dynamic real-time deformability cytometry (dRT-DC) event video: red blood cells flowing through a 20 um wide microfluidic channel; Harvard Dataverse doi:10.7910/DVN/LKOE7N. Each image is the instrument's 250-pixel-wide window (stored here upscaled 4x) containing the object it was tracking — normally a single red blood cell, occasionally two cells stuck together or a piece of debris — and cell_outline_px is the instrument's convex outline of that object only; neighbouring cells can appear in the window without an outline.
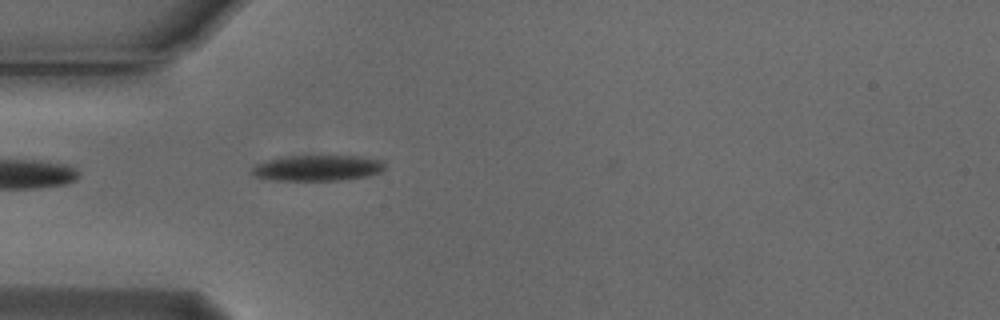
{"species": "Egyptian fruit bat (a non-hibernating species)", "species_latin": "Rousettus aegyptiacus", "temperature_condition": "cold", "stored_images_in_passage": 4, "camera_frame_rate_fps": 3000, "um_per_image_px": 0.085, "animal": {"sex": "male"}, "frame": {"image": 1, "passage_image": 4, "time_ms": 1.0, "image_size_px": [1000, 320], "cell_outline_px": [[384, 168], [380, 172], [368, 176], [344, 180], [272, 180], [256, 176], [252, 172], [252, 168], [256, 164], [268, 160], [292, 156], [356, 156], [380, 160], [384, 164]], "centroid_in_image_um": [27.01, 14.29], "position_along_channel_um": 58.0, "area_um2": 19.65}}